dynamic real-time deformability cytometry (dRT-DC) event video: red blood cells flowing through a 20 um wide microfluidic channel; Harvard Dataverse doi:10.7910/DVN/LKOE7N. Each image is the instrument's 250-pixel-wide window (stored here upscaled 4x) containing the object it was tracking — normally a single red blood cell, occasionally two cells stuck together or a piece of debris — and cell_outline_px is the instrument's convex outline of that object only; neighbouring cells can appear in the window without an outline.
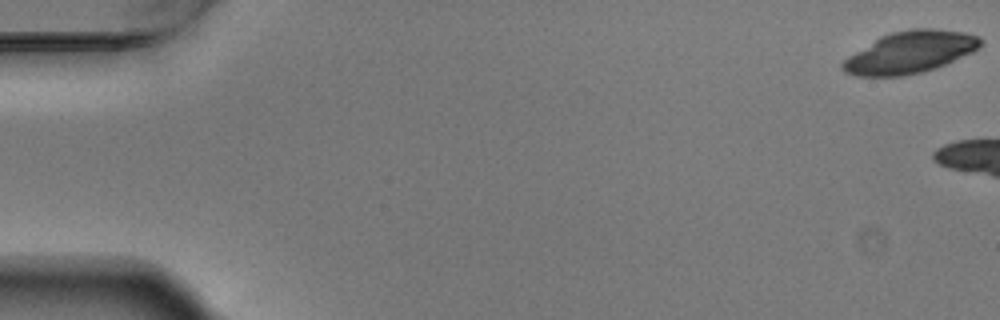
{"species": "Egyptian fruit bat (a non-hibernating species)", "species_latin": "Rousettus aegyptiacus", "temperature_condition": "warm", "stored_images_in_passage": 9, "camera_frame_rate_fps": 3000, "um_per_image_px": 0.085, "animal": {"sex": "male"}, "frame": {"image": 1, "passage_image": 1, "time_ms": 0.0, "image_size_px": [1000, 320], "cell_outline_px": [[980, 48], [972, 52], [936, 68], [904, 76], [856, 76], [844, 72], [840, 68], [840, 64], [848, 56], [880, 36], [892, 32], [912, 28], [932, 28], [964, 32], [976, 36], [980, 40]], "centroid_in_image_um": [77.31, 4.45], "position_along_channel_um": 7.7, "area_um2": 33.52}}